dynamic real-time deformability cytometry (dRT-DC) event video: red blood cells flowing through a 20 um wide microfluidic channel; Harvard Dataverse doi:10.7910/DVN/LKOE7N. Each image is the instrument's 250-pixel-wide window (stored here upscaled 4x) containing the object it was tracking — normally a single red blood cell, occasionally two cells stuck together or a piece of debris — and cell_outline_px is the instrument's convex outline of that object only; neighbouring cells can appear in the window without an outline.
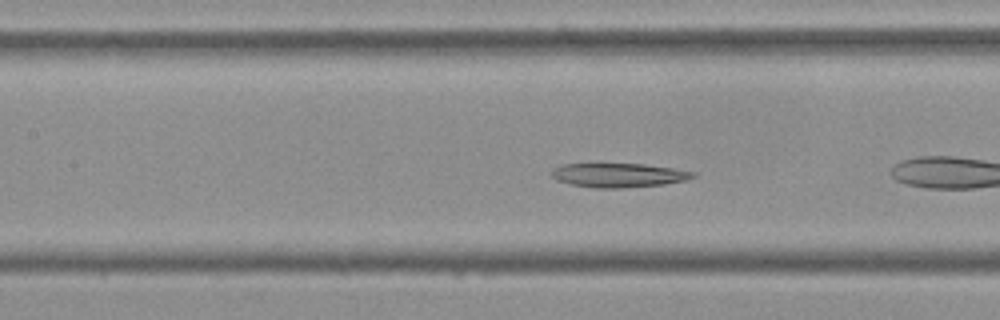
{"species": "Egyptian fruit bat (a non-hibernating species)", "species_latin": "Rousettus aegyptiacus", "temperature_condition": "cold", "stored_images_in_passage": 38, "camera_frame_rate_fps": 3000, "um_per_image_px": 0.085, "frame": {"image": 1, "passage_image": 7, "time_ms": 2.0, "image_size_px": [1000, 320], "cell_outline_px": [[696, 176], [684, 180], [664, 184], [620, 188], [596, 188], [572, 184], [556, 180], [552, 176], [552, 168], [560, 164], [644, 164], [672, 168], [696, 172]], "centroid_in_image_um": [52.56, 14.88], "position_along_channel_um": 154.8, "area_um2": 19.71}}
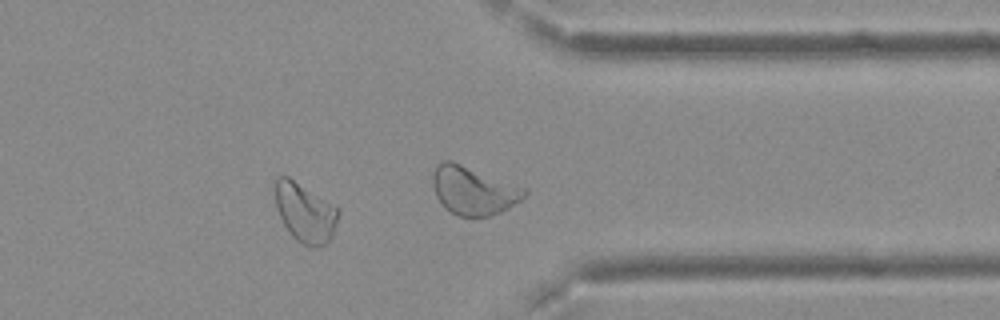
{"frame": {"image": 2, "passage_image": 27, "time_ms": 8.667, "image_size_px": [1000, 320], "cell_outline_px": [[340, 212], [332, 236], [320, 248], [312, 248], [300, 244], [288, 232], [280, 216], [276, 204], [276, 176], [288, 176], [340, 208]], "centroid_in_image_um": [25.96, 18.1], "position_along_channel_um": 385.4, "area_um2": 21.85}}
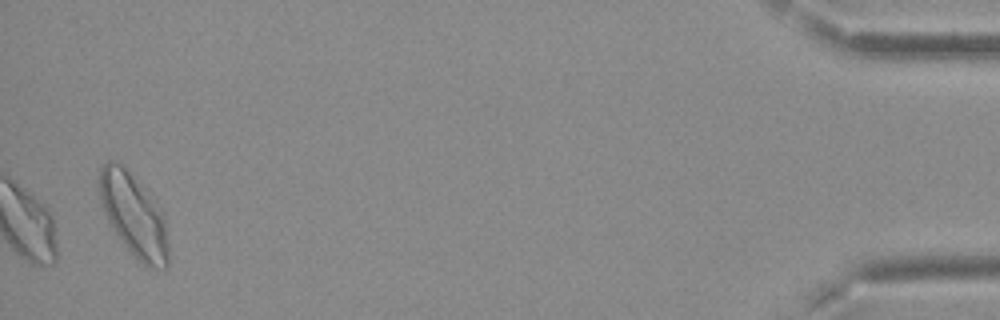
{"frame": {"image": 3, "passage_image": 38, "time_ms": 12.333, "image_size_px": [1000, 320], "cell_outline_px": [[168, 268], [148, 268], [120, 240], [112, 228], [108, 220], [100, 200], [96, 180], [100, 168], [108, 160], [116, 160], [124, 164], [152, 196], [160, 208], [164, 216], [168, 244]], "centroid_in_image_um": [11.34, 18.21], "position_along_channel_um": 423.9, "area_um2": 33.76}}